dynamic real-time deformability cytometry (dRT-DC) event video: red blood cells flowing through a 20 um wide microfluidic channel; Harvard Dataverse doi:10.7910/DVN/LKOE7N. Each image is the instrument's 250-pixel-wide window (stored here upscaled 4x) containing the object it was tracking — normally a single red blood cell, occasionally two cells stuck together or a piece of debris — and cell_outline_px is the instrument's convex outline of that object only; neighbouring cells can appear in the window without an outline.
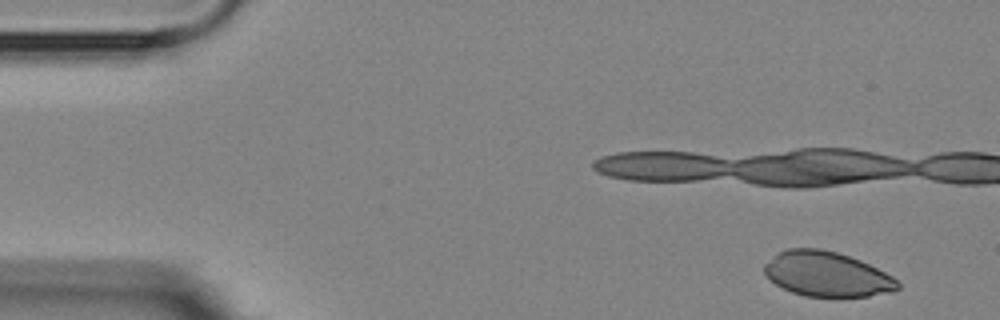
{"species": "Egyptian fruit bat (a non-hibernating species)", "species_latin": "Rousettus aegyptiacus", "temperature_condition": "room temperature", "stored_images_in_passage": 4, "camera_frame_rate_fps": 3000, "um_per_image_px": 0.085, "animal": {"sex": "female"}, "frame": {"image": 1, "passage_image": 1, "time_ms": 0.0, "image_size_px": [1000, 320], "cell_outline_px": [[900, 288], [892, 292], [868, 296], [840, 300], [804, 296], [792, 292], [776, 284], [764, 272], [764, 264], [776, 252], [788, 248], [820, 248], [836, 252], [860, 260], [892, 276], [900, 284]], "centroid_in_image_um": [70.29, 23.34], "position_along_channel_um": 14.7, "area_um2": 35.6}}